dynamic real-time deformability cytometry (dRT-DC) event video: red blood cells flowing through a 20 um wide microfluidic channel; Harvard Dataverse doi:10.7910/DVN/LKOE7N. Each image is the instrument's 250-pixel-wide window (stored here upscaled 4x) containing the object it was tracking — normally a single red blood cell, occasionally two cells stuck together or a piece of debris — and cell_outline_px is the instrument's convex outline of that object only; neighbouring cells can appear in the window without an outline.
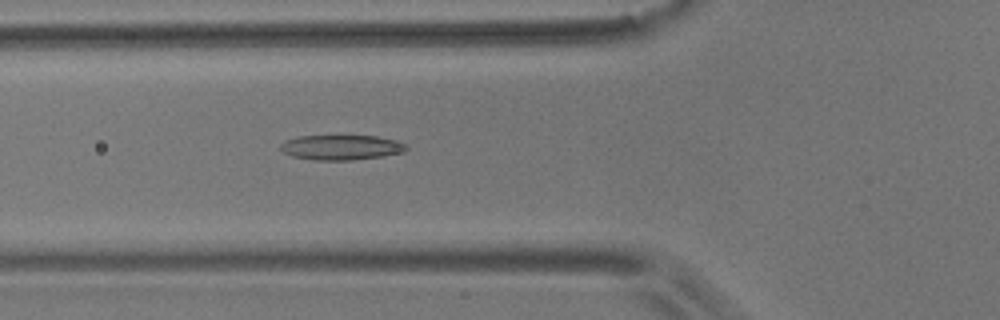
{"species": "common noctule bat (a hibernating species)", "species_latin": "Nyctalus noctula", "temperature_condition": "room temperature", "stored_images_in_passage": 34, "camera_frame_rate_fps": 3000, "um_per_image_px": 0.085, "animal": {"sex": "male", "body_mass_g": 17.9}, "frame": {"image": 1, "passage_image": 8, "time_ms": 2.333, "image_size_px": [1000, 320], "cell_outline_px": [[408, 148], [404, 152], [384, 156], [352, 160], [312, 160], [292, 156], [284, 152], [280, 148], [280, 144], [284, 140], [296, 136], [376, 136], [396, 140], [404, 144]], "centroid_in_image_um": [28.98, 12.53], "position_along_channel_um": 96.8, "area_um2": 18.38}}
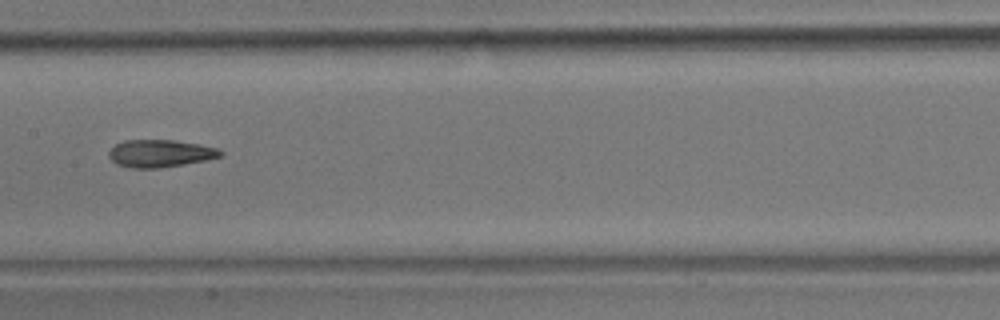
{"frame": {"image": 2, "passage_image": 16, "time_ms": 5.0, "image_size_px": [1000, 320], "cell_outline_px": [[224, 152], [220, 156], [204, 160], [184, 164], [160, 168], [132, 168], [116, 164], [108, 156], [108, 152], [116, 144], [124, 140], [172, 140], [200, 144], [216, 148]], "centroid_in_image_um": [13.58, 13.04], "position_along_channel_um": 193.8, "area_um2": 17.74}}
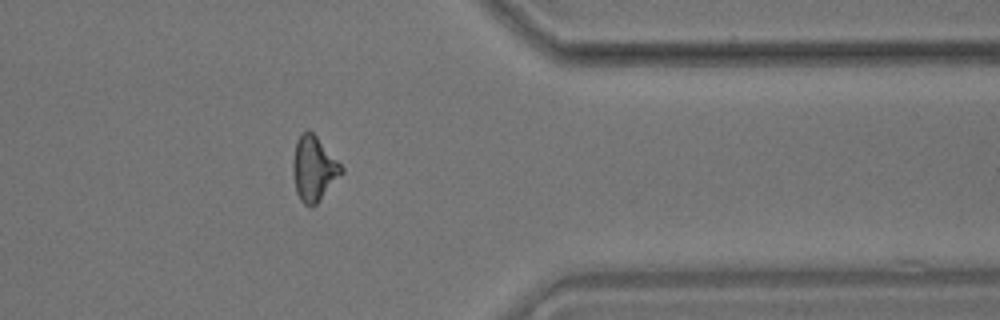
{"frame": {"image": 3, "passage_image": 33, "time_ms": 10.667, "image_size_px": [1000, 320], "cell_outline_px": [[344, 172], [316, 204], [312, 208], [304, 204], [300, 200], [296, 192], [292, 172], [292, 160], [296, 140], [300, 132], [308, 128], [316, 136], [344, 168]], "centroid_in_image_um": [26.64, 14.32], "position_along_channel_um": 384.8, "area_um2": 18.5}}